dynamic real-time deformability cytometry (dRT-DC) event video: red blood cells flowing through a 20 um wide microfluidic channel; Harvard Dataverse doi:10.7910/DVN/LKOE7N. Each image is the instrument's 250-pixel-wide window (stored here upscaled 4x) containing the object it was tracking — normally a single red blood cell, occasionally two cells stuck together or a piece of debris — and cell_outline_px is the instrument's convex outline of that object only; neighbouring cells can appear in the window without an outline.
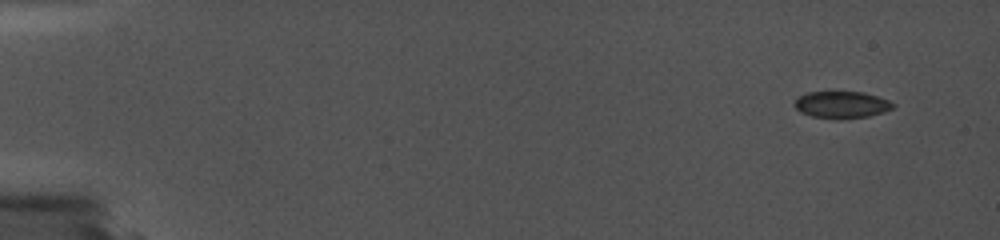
{"species": "common noctule bat (a hibernating species)", "species_latin": "Nyctalus noctula", "temperature_condition": "cold", "stored_images_in_passage": 2, "camera_frame_rate_fps": 5000, "um_per_image_px": 0.085, "animal": {"sex": "female", "body_mass_g": 19.0, "forearm_length_mm": 56.7}, "frame": {"image": 1, "passage_image": 2, "time_ms": 0.4, "image_size_px": [1000, 240], "cell_outline_px": [[888, 108], [864, 116], [816, 116], [804, 112], [796, 104], [796, 100], [804, 96], [816, 92], [856, 92], [872, 96], [888, 104]], "centroid_in_image_um": [71.42, 8.86], "position_along_channel_um": 13.6, "area_um2": 12.95}}